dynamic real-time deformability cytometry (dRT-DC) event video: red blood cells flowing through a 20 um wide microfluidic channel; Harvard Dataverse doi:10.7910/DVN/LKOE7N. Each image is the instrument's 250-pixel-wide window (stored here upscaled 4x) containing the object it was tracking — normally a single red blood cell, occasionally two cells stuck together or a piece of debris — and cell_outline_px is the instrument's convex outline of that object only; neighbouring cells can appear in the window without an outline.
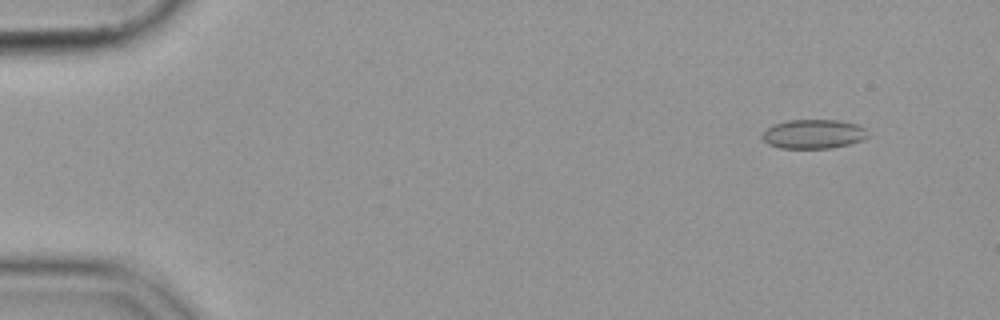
{"species": "common noctule bat (a hibernating species)", "species_latin": "Nyctalus noctula", "temperature_condition": "cold", "stored_images_in_passage": 55, "camera_frame_rate_fps": 3000, "um_per_image_px": 0.085, "animal": {"sex": "female", "body_mass_g": 19.9}, "frame": {"image": 1, "passage_image": 5, "time_ms": 1.333, "image_size_px": [1000, 320], "cell_outline_px": [[868, 136], [860, 140], [848, 144], [832, 148], [780, 148], [768, 144], [760, 136], [772, 124], [788, 120], [840, 120], [856, 124], [864, 128]], "centroid_in_image_um": [69.11, 11.39], "position_along_channel_um": 15.9, "area_um2": 17.86}}
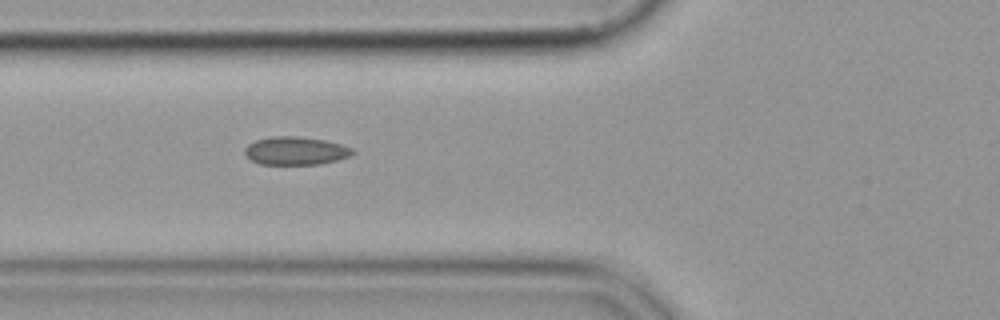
{"frame": {"image": 2, "passage_image": 21, "time_ms": 6.667, "image_size_px": [1000, 320], "cell_outline_px": [[356, 152], [348, 156], [336, 160], [320, 164], [260, 164], [252, 160], [244, 152], [244, 148], [248, 144], [256, 140], [272, 136], [296, 136], [324, 140], [340, 144], [352, 148]], "centroid_in_image_um": [25.11, 12.81], "position_along_channel_um": 100.7, "area_um2": 17.51}}
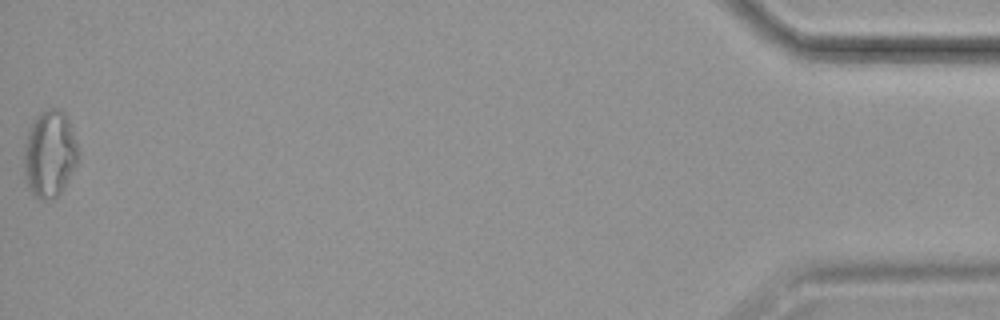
{"frame": {"image": 3, "passage_image": 55, "time_ms": 18.0, "image_size_px": [1000, 320], "cell_outline_px": [[76, 164], [64, 188], [52, 200], [40, 200], [28, 188], [24, 176], [24, 144], [28, 132], [36, 116], [40, 112], [52, 108], [56, 108], [64, 112], [68, 120], [76, 144]], "centroid_in_image_um": [4.18, 13.11], "position_along_channel_um": 431.0, "area_um2": 27.05}}